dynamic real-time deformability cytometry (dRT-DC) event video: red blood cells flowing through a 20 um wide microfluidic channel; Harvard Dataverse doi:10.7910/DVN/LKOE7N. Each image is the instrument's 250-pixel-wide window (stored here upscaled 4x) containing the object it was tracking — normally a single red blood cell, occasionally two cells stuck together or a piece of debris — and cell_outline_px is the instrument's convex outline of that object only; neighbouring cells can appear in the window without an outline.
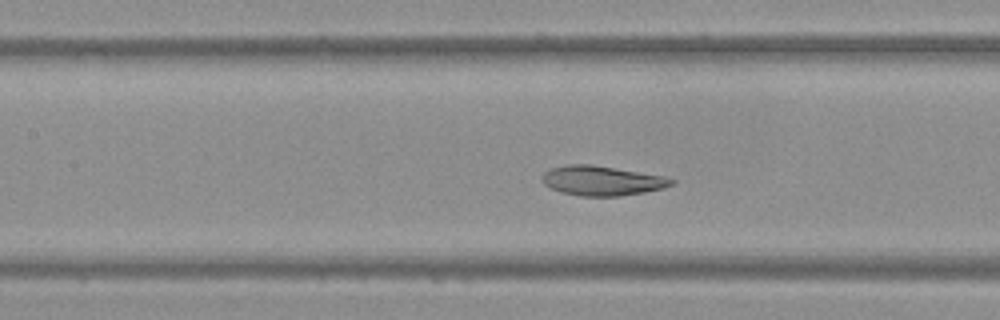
{"species": "Egyptian fruit bat (a non-hibernating species)", "species_latin": "Rousettus aegyptiacus", "temperature_condition": "warm", "stored_images_in_passage": 46, "camera_frame_rate_fps": 3000, "um_per_image_px": 0.085, "frame": {"image": 1, "passage_image": 19, "time_ms": 6.0, "image_size_px": [1000, 320], "cell_outline_px": [[676, 184], [664, 188], [644, 192], [620, 196], [580, 196], [560, 192], [544, 184], [540, 180], [540, 176], [544, 172], [552, 168], [564, 164], [592, 164], [664, 176], [676, 180]], "centroid_in_image_um": [51.16, 15.35], "position_along_channel_um": 156.2, "area_um2": 22.6}}
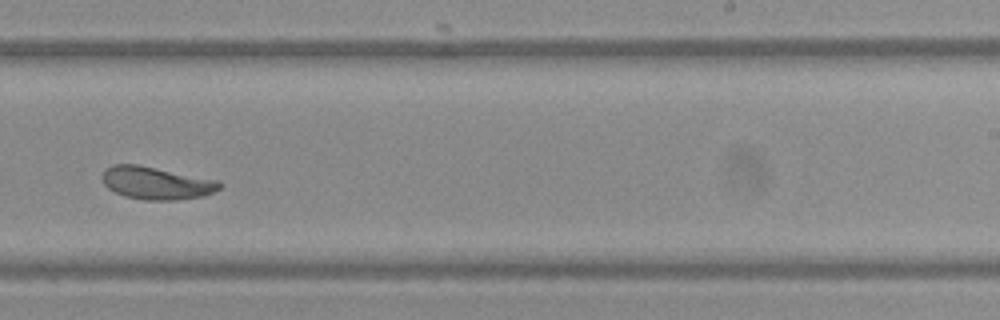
{"frame": {"image": 2, "passage_image": 28, "time_ms": 9.0, "image_size_px": [1000, 320], "cell_outline_px": [[224, 184], [220, 188], [204, 196], [176, 200], [144, 200], [124, 196], [108, 188], [104, 184], [100, 176], [112, 164], [136, 164], [220, 180]], "centroid_in_image_um": [13.31, 15.56], "position_along_channel_um": 275.7, "area_um2": 22.43}}
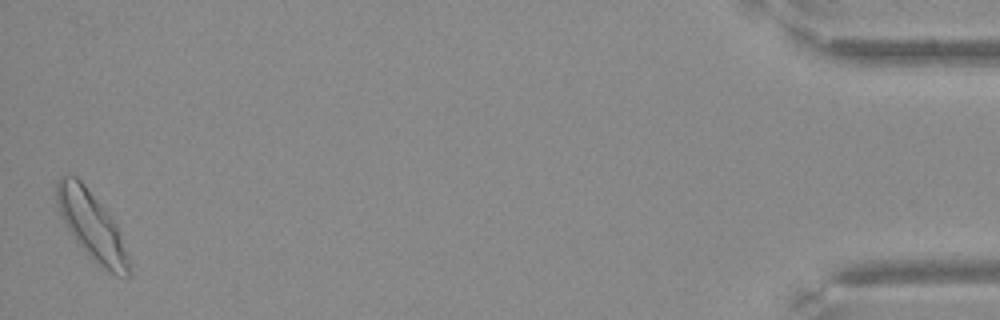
{"frame": {"image": 3, "passage_image": 46, "time_ms": 15.0, "image_size_px": [1000, 320], "cell_outline_px": [[132, 276], [116, 276], [100, 264], [76, 240], [68, 228], [60, 212], [56, 200], [56, 184], [60, 176], [76, 176], [84, 184], [104, 208], [116, 224], [128, 256], [132, 268]], "centroid_in_image_um": [7.83, 19.17], "position_along_channel_um": 427.4, "area_um2": 27.63}}